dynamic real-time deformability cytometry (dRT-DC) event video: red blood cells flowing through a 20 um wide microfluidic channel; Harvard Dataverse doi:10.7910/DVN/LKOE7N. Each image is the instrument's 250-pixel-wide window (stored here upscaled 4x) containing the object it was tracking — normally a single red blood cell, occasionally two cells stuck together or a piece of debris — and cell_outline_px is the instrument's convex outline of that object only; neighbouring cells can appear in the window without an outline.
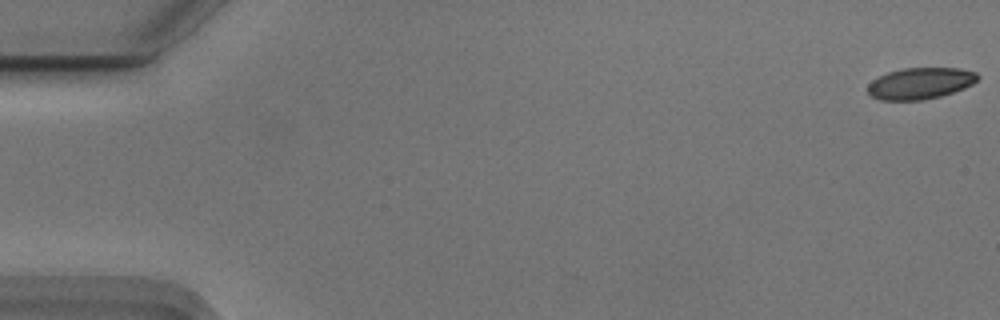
{"species": "Egyptian fruit bat (a non-hibernating species)", "species_latin": "Rousettus aegyptiacus", "temperature_condition": "cold", "stored_images_in_passage": 55, "camera_frame_rate_fps": 3000, "um_per_image_px": 0.085, "animal": {"sex": "male"}, "frame": {"image": 1, "passage_image": 1, "time_ms": 0.0, "image_size_px": [1000, 320], "cell_outline_px": [[980, 76], [972, 84], [964, 88], [940, 96], [920, 100], [880, 100], [872, 96], [868, 92], [868, 84], [872, 80], [888, 72], [904, 68], [960, 68], [976, 72]], "centroid_in_image_um": [78.22, 7.08], "position_along_channel_um": 6.8, "area_um2": 20.0}}
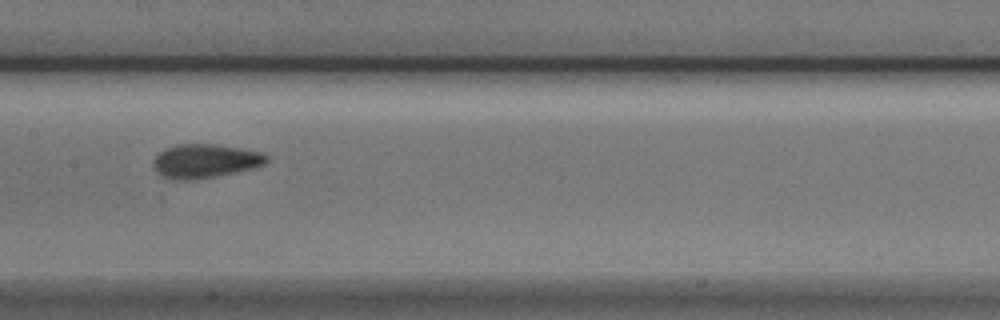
{"frame": {"image": 2, "passage_image": 28, "time_ms": 9.0, "image_size_px": [1000, 320], "cell_outline_px": [[268, 160], [264, 164], [252, 168], [212, 176], [188, 180], [176, 180], [164, 176], [156, 168], [156, 156], [164, 148], [176, 144], [216, 144], [264, 152], [268, 156]], "centroid_in_image_um": [17.49, 13.65], "position_along_channel_um": 189.9, "area_um2": 21.79}}
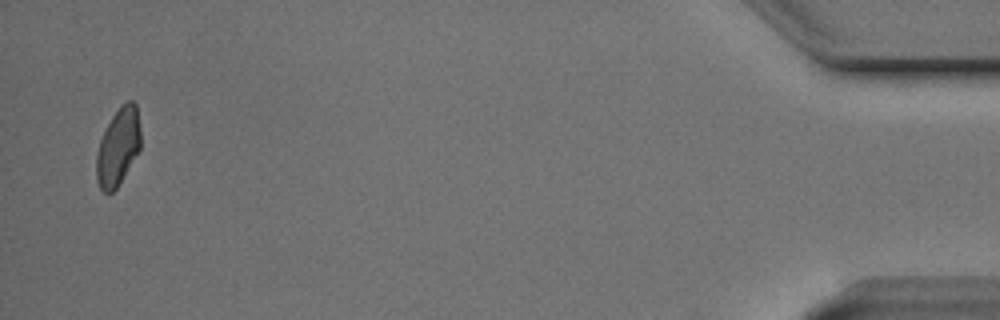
{"frame": {"image": 3, "passage_image": 54, "time_ms": 17.667, "image_size_px": [1000, 320], "cell_outline_px": [[140, 148], [116, 188], [108, 196], [100, 188], [96, 180], [96, 156], [100, 140], [112, 116], [128, 100], [132, 100], [136, 104], [140, 128]], "centroid_in_image_um": [10.02, 12.51], "position_along_channel_um": 425.2, "area_um2": 19.59}, "authors_computed_cell_mechanics": {"area_um2": 21.097, "velocity_mm_per_s": 3.7413, "shape_relaxation_time_tau1_ms": 3.8972, "shape_relaxation_time_tau2_ms": 1.4292, "deformation_change_tau1": 0.1215, "deformation_change_tau2": 0.0669}}